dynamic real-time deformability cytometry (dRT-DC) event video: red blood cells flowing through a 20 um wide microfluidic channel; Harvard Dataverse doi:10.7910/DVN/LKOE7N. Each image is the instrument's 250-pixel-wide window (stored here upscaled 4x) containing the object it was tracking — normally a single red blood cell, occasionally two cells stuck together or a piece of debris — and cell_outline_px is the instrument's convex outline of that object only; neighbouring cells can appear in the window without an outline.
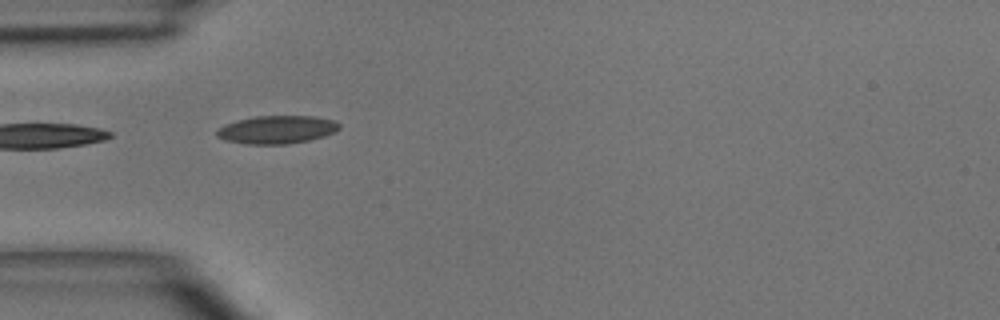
{"species": "common noctule bat (a hibernating species)", "species_latin": "Nyctalus noctula", "temperature_condition": "room temperature", "stored_images_in_passage": 7, "camera_frame_rate_fps": 3000, "um_per_image_px": 0.085, "animal": {"sex": "male", "body_mass_g": 15.6}, "frame": {"image": 1, "passage_image": 4, "time_ms": 3.333, "image_size_px": [1000, 320], "cell_outline_px": [[340, 128], [336, 132], [324, 136], [308, 140], [288, 144], [244, 144], [224, 140], [216, 136], [216, 132], [224, 124], [236, 120], [256, 116], [312, 116], [332, 120], [340, 124]], "centroid_in_image_um": [23.51, 11.02], "position_along_channel_um": 61.5, "area_um2": 20.06}}